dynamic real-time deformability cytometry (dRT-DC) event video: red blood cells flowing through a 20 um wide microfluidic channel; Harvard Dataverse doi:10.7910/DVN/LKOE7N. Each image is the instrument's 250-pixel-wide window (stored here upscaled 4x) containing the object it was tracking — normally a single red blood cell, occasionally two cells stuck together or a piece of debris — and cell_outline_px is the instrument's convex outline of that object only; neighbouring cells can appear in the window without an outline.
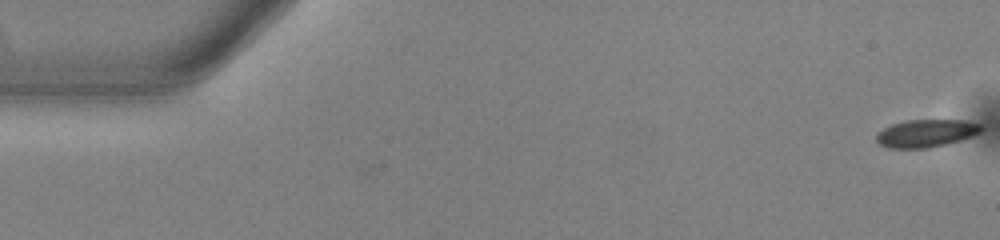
{"species": "common noctule bat (a hibernating species)", "species_latin": "Nyctalus noctula", "temperature_condition": "warm", "stored_images_in_passage": 54, "camera_frame_rate_fps": 3000, "um_per_image_px": 0.085, "animal": {"sex": "male", "body_mass_g": 13.0, "forearm_length_mm": 53.1}, "frame": {"image": 1, "passage_image": 1, "time_ms": 0.0, "image_size_px": [1000, 240], "cell_outline_px": [[984, 128], [980, 132], [972, 136], [960, 140], [928, 148], [888, 148], [880, 144], [876, 140], [876, 136], [884, 128], [892, 124], [904, 120], [968, 120], [980, 124]], "centroid_in_image_um": [78.74, 11.32], "position_along_channel_um": 6.3, "area_um2": 16.88}}
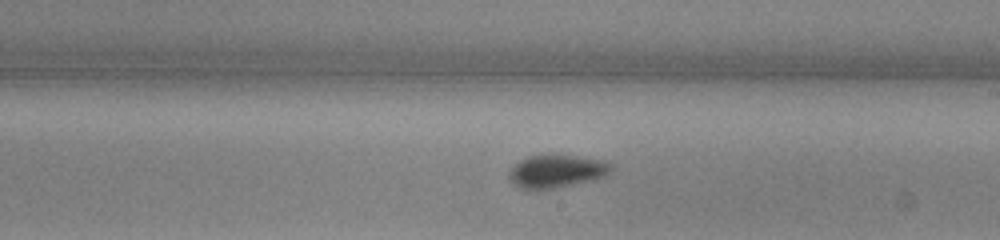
{"frame": {"image": 2, "passage_image": 31, "time_ms": 10.0, "image_size_px": [1000, 240], "cell_outline_px": [[612, 168], [604, 176], [552, 188], [520, 188], [508, 176], [512, 168], [520, 160], [528, 156], [572, 156], [604, 160], [612, 164]], "centroid_in_image_um": [47.31, 14.53], "position_along_channel_um": 241.7, "area_um2": 18.5}}
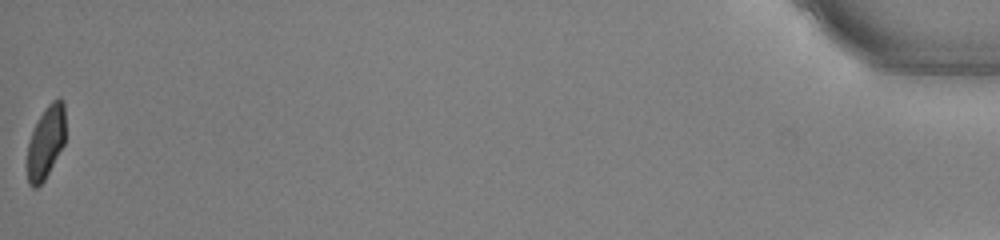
{"frame": {"image": 3, "passage_image": 54, "time_ms": 17.667, "image_size_px": [1000, 240], "cell_outline_px": [[64, 144], [44, 180], [36, 188], [32, 188], [28, 184], [28, 144], [32, 132], [40, 116], [48, 104], [52, 100], [60, 96], [64, 100]], "centroid_in_image_um": [3.91, 12.06], "position_along_channel_um": 431.3, "area_um2": 15.9}, "authors_computed_cell_mechanics": {"area_um2": 18.1781, "velocity_mm_per_s": 3.8465, "shape_relaxation_time_tau1_ms": 2.618, "shape_relaxation_time_tau2_ms": null, "deformation_change_tau1": 0.0945, "deformation_change_tau2": null}}